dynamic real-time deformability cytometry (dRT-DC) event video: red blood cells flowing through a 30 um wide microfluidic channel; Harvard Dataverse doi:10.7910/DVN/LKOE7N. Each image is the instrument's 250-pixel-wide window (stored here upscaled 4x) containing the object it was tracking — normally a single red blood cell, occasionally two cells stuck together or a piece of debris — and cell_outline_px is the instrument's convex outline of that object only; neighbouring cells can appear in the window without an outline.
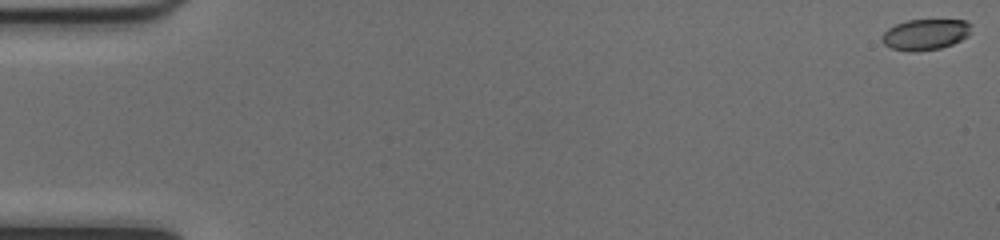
{"species": "common noctule bat (a hibernating species)", "species_latin": "Nyctalus noctula", "temperature_condition": "cold", "stored_images_in_passage": 16, "camera_frame_rate_fps": 3000, "um_per_image_px": 0.085, "animal": {"sex": "female", "body_mass_g": 17.0, "forearm_length_mm": 48.0}, "frame": {"image": 1, "passage_image": 1, "time_ms": 0.0, "image_size_px": [1000, 240], "cell_outline_px": [[972, 32], [968, 36], [952, 44], [940, 48], [916, 52], [912, 52], [892, 48], [884, 44], [880, 40], [880, 36], [888, 28], [896, 24], [908, 20], [964, 20], [972, 24]], "centroid_in_image_um": [78.66, 2.93], "position_along_channel_um": 6.3, "area_um2": 16.24}}
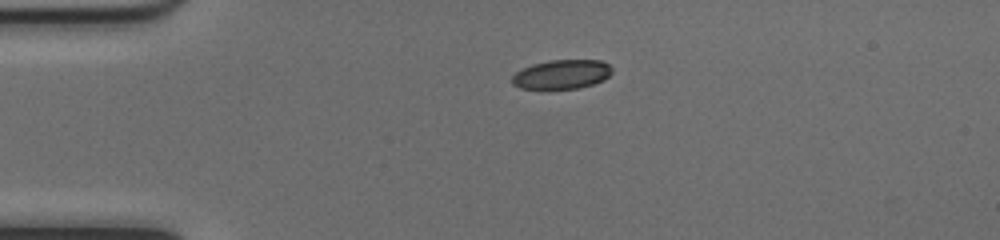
{"frame": {"image": 2, "passage_image": 13, "time_ms": 4.0, "image_size_px": [1000, 240], "cell_outline_px": [[612, 72], [604, 80], [580, 88], [520, 88], [512, 84], [512, 76], [516, 72], [532, 64], [548, 60], [600, 60], [608, 64], [612, 68]], "centroid_in_image_um": [47.76, 6.31], "position_along_channel_um": 37.2, "area_um2": 16.88}}